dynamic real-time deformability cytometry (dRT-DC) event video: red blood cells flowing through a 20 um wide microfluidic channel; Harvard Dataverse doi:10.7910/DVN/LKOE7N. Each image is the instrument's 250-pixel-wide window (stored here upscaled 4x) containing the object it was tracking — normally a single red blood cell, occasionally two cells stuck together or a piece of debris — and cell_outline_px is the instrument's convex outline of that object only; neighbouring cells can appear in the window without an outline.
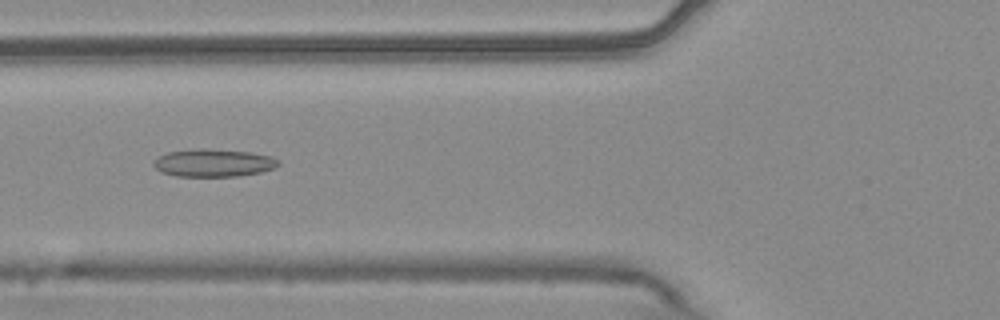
{"species": "common noctule bat (a hibernating species)", "species_latin": "Nyctalus noctula", "temperature_condition": "warm", "stored_images_in_passage": 55, "camera_frame_rate_fps": 3000, "um_per_image_px": 0.085, "animal": {"sex": "male", "body_mass_g": 20.4}, "frame": {"image": 1, "passage_image": 21, "time_ms": 6.667, "image_size_px": [1000, 320], "cell_outline_px": [[280, 164], [276, 168], [260, 172], [236, 176], [176, 176], [160, 172], [152, 164], [160, 156], [168, 152], [248, 152], [272, 156], [280, 160]], "centroid_in_image_um": [18.22, 13.91], "position_along_channel_um": 107.6, "area_um2": 18.9}}
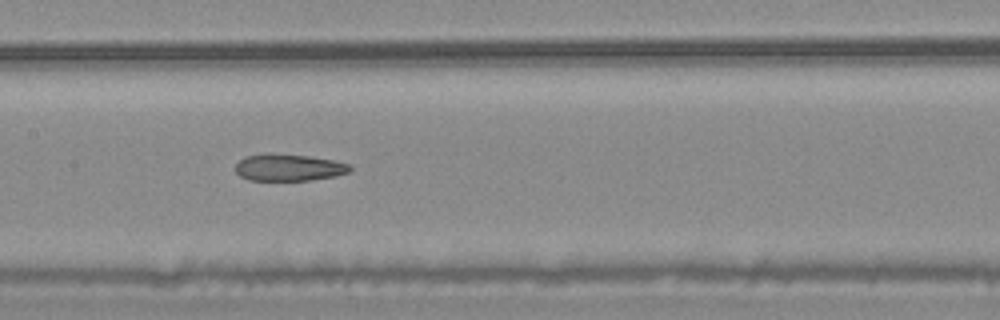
{"frame": {"image": 2, "passage_image": 27, "time_ms": 8.667, "image_size_px": [1000, 320], "cell_outline_px": [[352, 168], [348, 172], [336, 176], [312, 180], [248, 180], [240, 176], [236, 172], [236, 164], [244, 156], [268, 152], [308, 156], [332, 160], [352, 164]], "centroid_in_image_um": [24.54, 14.22], "position_along_channel_um": 182.9, "area_um2": 18.15}}
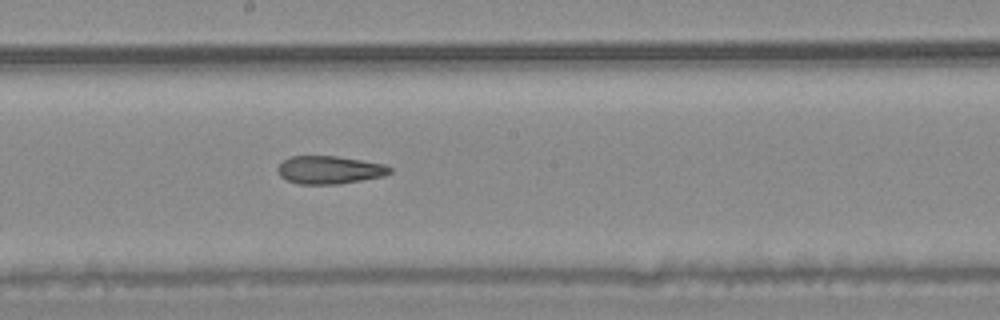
{"frame": {"image": 3, "passage_image": 30, "time_ms": 9.667, "image_size_px": [1000, 320], "cell_outline_px": [[392, 172], [384, 176], [340, 184], [300, 184], [288, 180], [280, 176], [276, 172], [276, 168], [284, 160], [292, 156], [336, 156], [384, 164], [392, 168]], "centroid_in_image_um": [28.0, 14.44], "position_along_channel_um": 220.2, "area_um2": 18.26}, "authors_computed_cell_mechanics": {"area_um2": 20.808, "velocity_mm_per_s": 3.7483, "shape_relaxation_time_tau1_ms": null, "shape_relaxation_time_tau2_ms": 2.2164, "deformation_change_tau1": null, "deformation_change_tau2": 0.106}}